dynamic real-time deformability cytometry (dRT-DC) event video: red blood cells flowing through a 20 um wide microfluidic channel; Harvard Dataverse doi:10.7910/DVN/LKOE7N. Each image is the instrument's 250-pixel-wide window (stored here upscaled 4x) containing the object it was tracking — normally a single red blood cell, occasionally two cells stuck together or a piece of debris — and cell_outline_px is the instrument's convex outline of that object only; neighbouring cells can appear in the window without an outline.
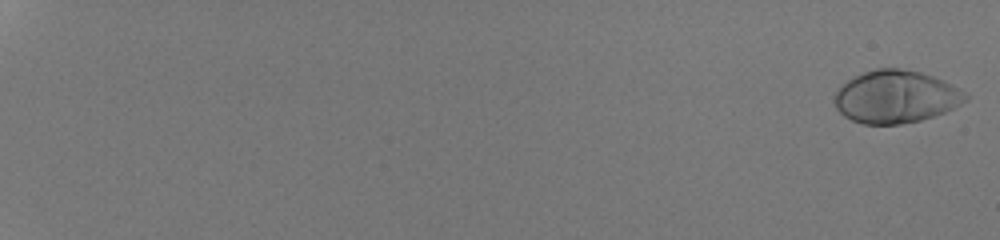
{"species": "human", "species_latin": "Homo sapiens", "temperature_condition": "room temperature", "stored_images_in_passage": 54, "camera_frame_rate_fps": 3000, "um_per_image_px": 0.085, "donor": {"sex": "male"}, "frame": {"image": 1, "passage_image": 1, "time_ms": 0.0, "image_size_px": [1000, 240], "cell_outline_px": [[968, 100], [944, 112], [920, 120], [900, 124], [864, 124], [852, 120], [844, 116], [836, 108], [832, 100], [832, 96], [848, 80], [864, 72], [876, 68], [900, 68], [920, 72], [932, 76], [964, 92], [968, 96]], "centroid_in_image_um": [76.09, 8.23], "position_along_channel_um": 8.9, "area_um2": 39.77}}
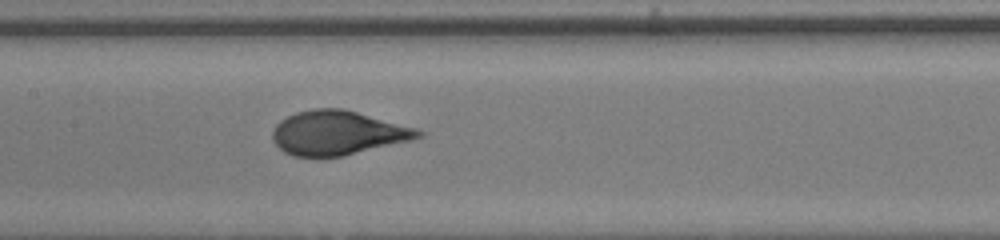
{"frame": {"image": 2, "passage_image": 32, "time_ms": 10.333, "image_size_px": [1000, 240], "cell_outline_px": [[424, 136], [412, 140], [340, 156], [292, 156], [284, 152], [272, 140], [272, 132], [276, 124], [280, 120], [296, 112], [316, 108], [344, 108], [416, 128], [424, 132]], "centroid_in_image_um": [28.7, 11.28], "position_along_channel_um": 178.7, "area_um2": 37.34}}
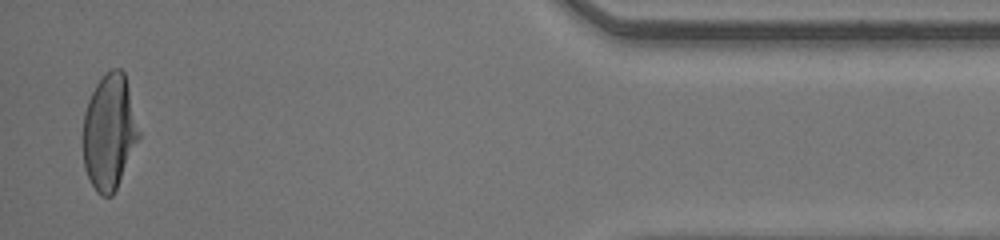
{"frame": {"image": 3, "passage_image": 53, "time_ms": 17.333, "image_size_px": [1000, 240], "cell_outline_px": [[140, 136], [116, 188], [112, 196], [100, 196], [96, 192], [84, 168], [84, 112], [88, 100], [96, 84], [112, 68], [120, 68], [124, 72], [140, 132]], "centroid_in_image_um": [9.29, 11.22], "position_along_channel_um": 425.9, "area_um2": 36.93}, "authors_computed_cell_mechanics": {"area_um2": 38.1769, "velocity_mm_per_s": 4.2526, "shape_relaxation_time_tau1_ms": 4.286, "shape_relaxation_time_tau2_ms": null, "deformation_change_tau1": 0.2365, "deformation_change_tau2": null}}